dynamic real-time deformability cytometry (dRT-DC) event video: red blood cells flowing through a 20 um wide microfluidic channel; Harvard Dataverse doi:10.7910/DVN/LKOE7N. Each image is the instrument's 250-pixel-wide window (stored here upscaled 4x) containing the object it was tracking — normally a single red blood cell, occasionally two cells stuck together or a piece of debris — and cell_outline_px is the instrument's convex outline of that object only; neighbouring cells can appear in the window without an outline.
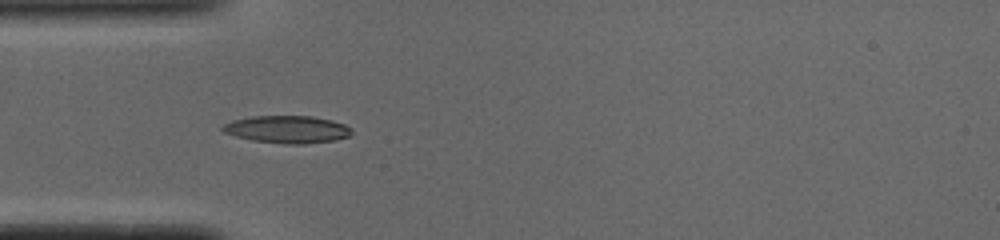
{"species": "common noctule bat (a hibernating species)", "species_latin": "Nyctalus noctula", "temperature_condition": "cold", "stored_images_in_passage": 38, "camera_frame_rate_fps": 3000, "um_per_image_px": 0.085, "animal": {"sex": "male", "body_mass_g": 19.0, "forearm_length_mm": 50.8}, "frame": {"image": 1, "passage_image": 4, "time_ms": 1.0, "image_size_px": [1000, 240], "cell_outline_px": [[352, 132], [348, 136], [336, 140], [304, 144], [284, 144], [252, 140], [236, 136], [224, 132], [220, 128], [224, 124], [232, 120], [252, 116], [312, 116], [332, 120], [344, 124], [352, 128]], "centroid_in_image_um": [24.42, 10.99], "position_along_channel_um": 60.6, "area_um2": 20.69}}
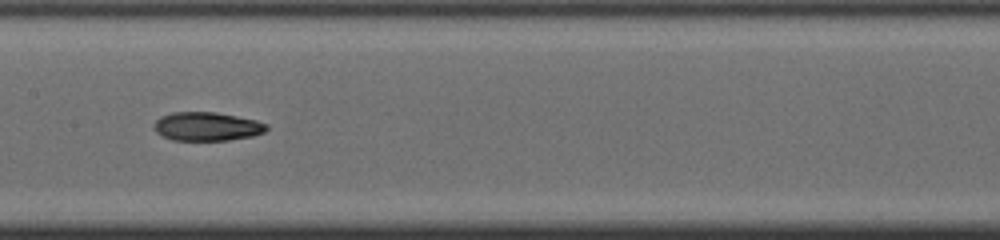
{"frame": {"image": 2, "passage_image": 14, "time_ms": 4.333, "image_size_px": [1000, 240], "cell_outline_px": [[268, 128], [264, 132], [252, 136], [228, 140], [172, 140], [156, 132], [156, 120], [160, 116], [172, 112], [216, 112], [256, 120], [268, 124]], "centroid_in_image_um": [17.61, 10.74], "position_along_channel_um": 189.8, "area_um2": 18.67}}
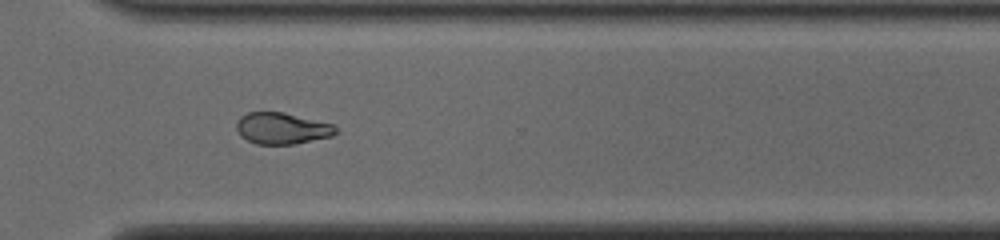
{"frame": {"image": 3, "passage_image": 26, "time_ms": 8.333, "image_size_px": [1000, 240], "cell_outline_px": [[340, 132], [332, 136], [296, 144], [256, 144], [240, 136], [236, 128], [236, 124], [240, 116], [248, 112], [284, 112], [332, 124]], "centroid_in_image_um": [23.97, 10.91], "position_along_channel_um": 346.6, "area_um2": 18.26}, "authors_computed_cell_mechanics": {"area_um2": 19.074, "velocity_mm_per_s": 3.9073, "shape_relaxation_time_tau1_ms": null, "shape_relaxation_time_tau2_ms": 3.312, "deformation_change_tau1": null, "deformation_change_tau2": 0.0932}}